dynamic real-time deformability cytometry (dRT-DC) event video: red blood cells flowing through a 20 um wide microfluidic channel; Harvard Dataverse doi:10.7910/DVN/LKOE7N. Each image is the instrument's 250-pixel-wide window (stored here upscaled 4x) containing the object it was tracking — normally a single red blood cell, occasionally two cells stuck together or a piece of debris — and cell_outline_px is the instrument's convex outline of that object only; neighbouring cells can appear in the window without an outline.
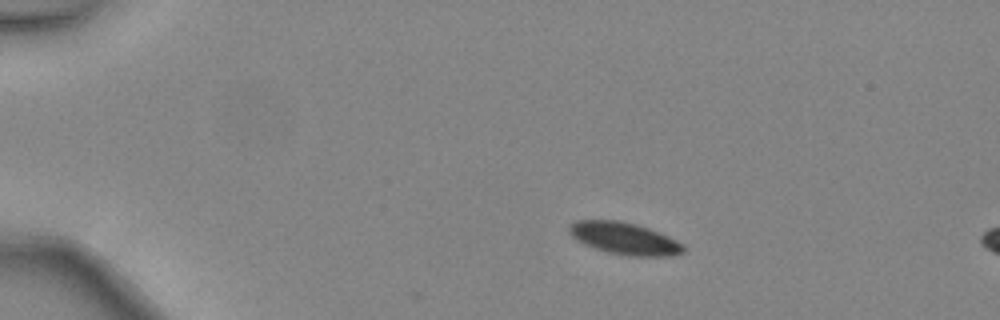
{"species": "common noctule bat (a hibernating species)", "species_latin": "Nyctalus noctula", "temperature_condition": "warm", "stored_images_in_passage": 6, "camera_frame_rate_fps": 3000, "um_per_image_px": 0.085, "animal": {"sex": "female", "body_mass_g": 24.6, "forearm_length_mm": 56.2}, "frame": {"image": 1, "passage_image": 1, "time_ms": 0.0, "image_size_px": [1000, 320], "cell_outline_px": [[684, 252], [672, 256], [628, 256], [608, 252], [584, 244], [576, 240], [568, 232], [568, 224], [576, 220], [620, 220], [636, 224], [648, 228], [668, 236], [684, 244]], "centroid_in_image_um": [53.05, 20.26], "position_along_channel_um": 31.9, "area_um2": 21.44}}